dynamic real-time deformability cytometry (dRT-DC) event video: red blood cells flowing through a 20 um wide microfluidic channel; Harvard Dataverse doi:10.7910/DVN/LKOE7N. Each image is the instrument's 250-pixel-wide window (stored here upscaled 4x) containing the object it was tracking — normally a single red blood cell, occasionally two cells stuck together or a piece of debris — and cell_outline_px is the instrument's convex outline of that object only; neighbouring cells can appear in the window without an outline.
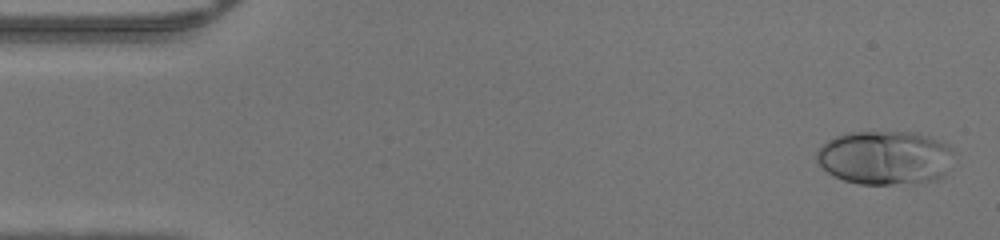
{"species": "human", "species_latin": "Homo sapiens", "temperature_condition": "warm", "stored_images_in_passage": 47, "camera_frame_rate_fps": 3000, "um_per_image_px": 0.085, "donor": {"sex": "male"}, "frame": {"image": 1, "passage_image": 2, "time_ms": 0.333, "image_size_px": [1000, 240], "cell_outline_px": [[956, 152], [944, 176], [936, 180], [892, 184], [860, 184], [844, 180], [828, 172], [816, 160], [816, 152], [828, 140], [844, 132], [916, 132], [928, 136], [948, 144]], "centroid_in_image_um": [75.26, 13.39], "position_along_channel_um": 9.7, "area_um2": 43.23}}
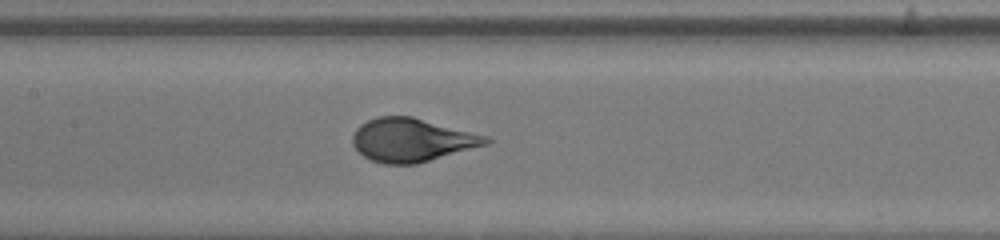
{"frame": {"image": 2, "passage_image": 22, "time_ms": 7.0, "image_size_px": [1000, 240], "cell_outline_px": [[492, 140], [488, 144], [416, 164], [384, 164], [372, 160], [364, 156], [352, 144], [352, 136], [356, 128], [360, 124], [376, 116], [412, 116], [488, 136]], "centroid_in_image_um": [34.99, 11.89], "position_along_channel_um": 172.4, "area_um2": 33.64}}
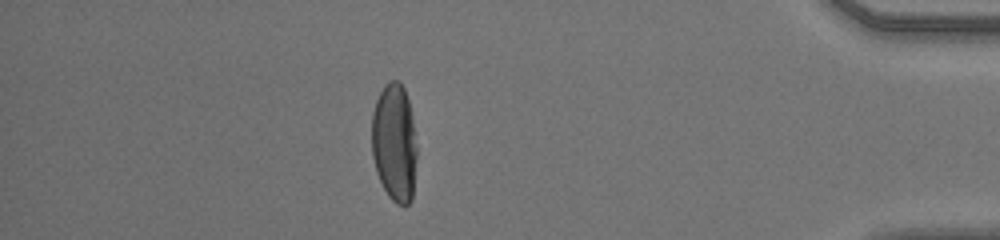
{"frame": {"image": 3, "passage_image": 41, "time_ms": 13.333, "image_size_px": [1000, 240], "cell_outline_px": [[416, 160], [412, 200], [408, 204], [396, 204], [388, 196], [376, 172], [372, 156], [372, 112], [376, 100], [384, 84], [388, 80], [400, 80], [404, 88], [412, 112], [416, 148]], "centroid_in_image_um": [33.52, 12.1], "position_along_channel_um": 401.7, "area_um2": 31.33}}